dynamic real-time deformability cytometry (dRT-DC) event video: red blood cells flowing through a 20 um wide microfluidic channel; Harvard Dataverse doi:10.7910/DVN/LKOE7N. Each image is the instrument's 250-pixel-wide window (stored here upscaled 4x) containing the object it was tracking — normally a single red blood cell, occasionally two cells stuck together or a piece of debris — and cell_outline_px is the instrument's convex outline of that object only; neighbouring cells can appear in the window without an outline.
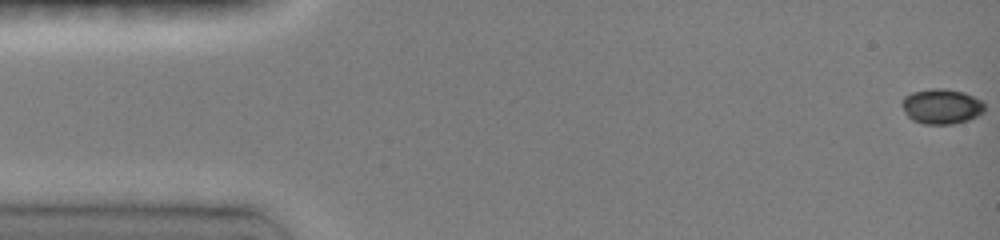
{"species": "common noctule bat (a hibernating species)", "species_latin": "Nyctalus noctula", "temperature_condition": "room temperature", "stored_images_in_passage": 6, "camera_frame_rate_fps": 3000, "um_per_image_px": 0.085, "animal": {"sex": "female", "body_mass_g": 19.0, "forearm_length_mm": 51.5}, "frame": {"image": 1, "passage_image": 1, "time_ms": 0.0, "image_size_px": [1000, 240], "cell_outline_px": [[984, 112], [968, 120], [952, 124], [924, 124], [912, 120], [904, 112], [900, 104], [900, 100], [904, 96], [912, 92], [932, 88], [944, 88], [964, 92], [980, 100], [984, 104]], "centroid_in_image_um": [79.98, 9.04], "position_along_channel_um": 5.0, "area_um2": 17.05}}
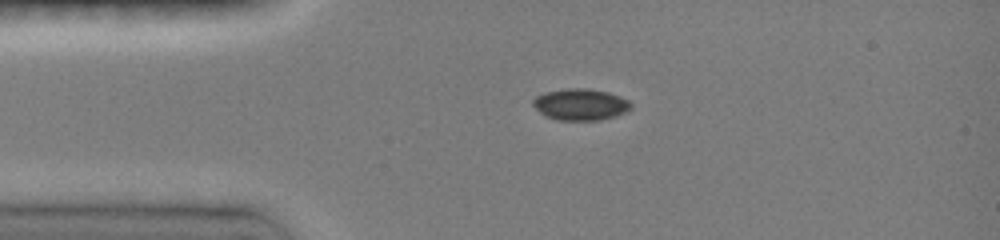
{"frame": {"image": 2, "passage_image": 5, "time_ms": 3.333, "image_size_px": [1000, 240], "cell_outline_px": [[632, 108], [624, 112], [600, 120], [556, 120], [544, 116], [532, 104], [532, 100], [536, 96], [544, 92], [568, 88], [588, 88], [608, 92], [620, 96], [628, 100], [632, 104]], "centroid_in_image_um": [49.32, 8.87], "position_along_channel_um": 35.7, "area_um2": 18.03}}